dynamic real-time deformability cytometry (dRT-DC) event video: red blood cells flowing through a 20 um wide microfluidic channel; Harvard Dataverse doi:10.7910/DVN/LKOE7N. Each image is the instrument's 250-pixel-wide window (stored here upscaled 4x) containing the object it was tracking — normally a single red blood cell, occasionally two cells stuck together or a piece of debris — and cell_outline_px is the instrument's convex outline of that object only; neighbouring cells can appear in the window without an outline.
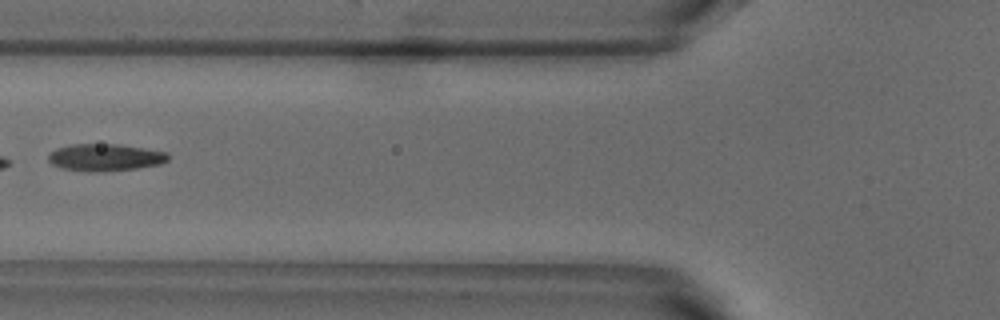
{"species": "common noctule bat (a hibernating species)", "species_latin": "Nyctalus noctula", "temperature_condition": "warm", "stored_images_in_passage": 7, "camera_frame_rate_fps": 3000, "um_per_image_px": 0.085, "animal": {"sex": "male", "body_mass_g": 18.8}, "frame": {"image": 1, "passage_image": 6, "time_ms": 1.667, "image_size_px": [1000, 320], "cell_outline_px": [[168, 160], [160, 164], [136, 168], [100, 172], [88, 172], [60, 168], [52, 164], [48, 160], [48, 152], [56, 148], [72, 144], [120, 144], [168, 152]], "centroid_in_image_um": [8.9, 13.38], "position_along_channel_um": 116.9, "area_um2": 19.13}}